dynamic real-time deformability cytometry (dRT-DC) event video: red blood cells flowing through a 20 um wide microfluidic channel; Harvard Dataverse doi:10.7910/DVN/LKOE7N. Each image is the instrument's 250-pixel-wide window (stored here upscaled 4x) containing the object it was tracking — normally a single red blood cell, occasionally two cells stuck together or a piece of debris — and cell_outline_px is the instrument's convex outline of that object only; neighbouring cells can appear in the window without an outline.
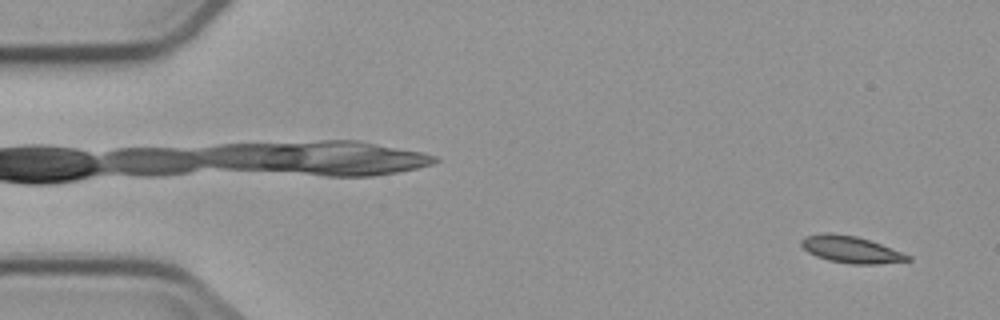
{"species": "common noctule bat (a hibernating species)", "species_latin": "Nyctalus noctula", "temperature_condition": "cold", "stored_images_in_passage": 6, "camera_frame_rate_fps": 3000, "um_per_image_px": 0.085, "animal": {"sex": "male", "body_mass_g": 23.1, "forearm_length_mm": 52.7}, "frame": {"image": 1, "passage_image": 1, "time_ms": 0.0, "image_size_px": [1000, 320], "cell_outline_px": [[912, 260], [876, 264], [852, 264], [828, 260], [816, 256], [808, 252], [800, 244], [800, 240], [804, 236], [824, 232], [832, 232], [856, 236], [880, 244], [912, 256]], "centroid_in_image_um": [72.29, 21.19], "position_along_channel_um": 12.7, "area_um2": 16.65}}
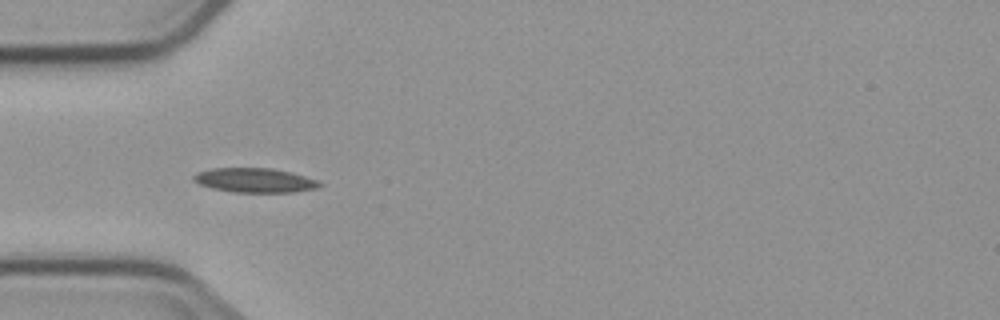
{"frame": {"image": 2, "passage_image": 5, "time_ms": 4.667, "image_size_px": [1000, 320], "cell_outline_px": [[324, 184], [316, 188], [292, 192], [232, 192], [212, 188], [200, 184], [192, 180], [192, 176], [196, 172], [212, 168], [272, 168], [292, 172], [320, 180]], "centroid_in_image_um": [21.67, 15.31], "position_along_channel_um": 63.3, "area_um2": 18.09}}
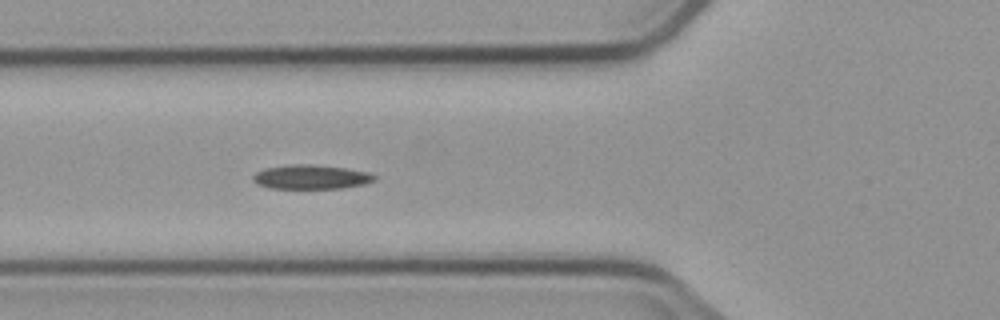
{"frame": {"image": 3, "passage_image": 6, "time_ms": 5.667, "image_size_px": [1000, 320], "cell_outline_px": [[376, 180], [364, 184], [340, 188], [268, 188], [256, 184], [252, 180], [252, 176], [256, 172], [264, 168], [292, 164], [308, 164], [344, 168], [368, 172], [376, 176]], "centroid_in_image_um": [26.39, 15.04], "position_along_channel_um": 99.4, "area_um2": 17.11}}